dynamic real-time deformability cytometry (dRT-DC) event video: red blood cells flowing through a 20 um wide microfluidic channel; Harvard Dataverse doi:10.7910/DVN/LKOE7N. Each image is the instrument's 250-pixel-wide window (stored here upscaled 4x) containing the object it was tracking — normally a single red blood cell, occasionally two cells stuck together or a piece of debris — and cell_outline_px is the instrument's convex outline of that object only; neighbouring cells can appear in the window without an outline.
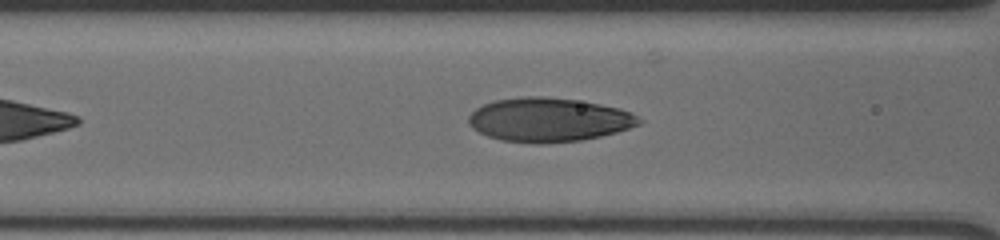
{"species": "human", "species_latin": "Homo sapiens", "temperature_condition": "cold", "stored_images_in_passage": 29, "camera_frame_rate_fps": 3000, "um_per_image_px": 0.085, "donor": {"sex": "male"}, "frame": {"image": 1, "passage_image": 17, "time_ms": 5.333, "image_size_px": [1000, 240], "cell_outline_px": [[644, 120], [640, 124], [616, 132], [600, 136], [580, 140], [544, 144], [536, 144], [500, 140], [488, 136], [472, 128], [468, 124], [468, 116], [476, 108], [492, 100], [524, 96], [544, 96], [576, 100], [600, 104], [620, 108]], "centroid_in_image_um": [46.61, 10.18], "position_along_channel_um": 120.0, "area_um2": 43.75}}
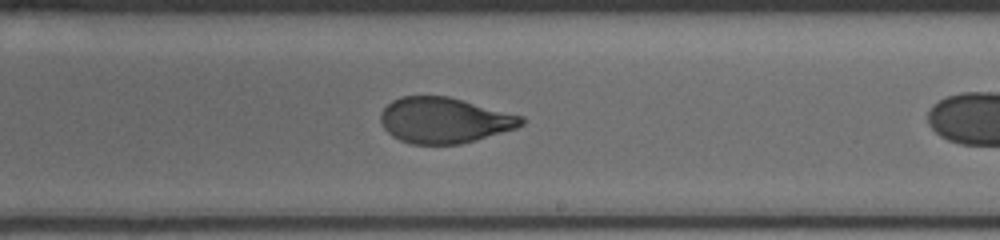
{"frame": {"image": 2, "passage_image": 24, "time_ms": 7.667, "image_size_px": [1000, 240], "cell_outline_px": [[524, 124], [516, 128], [476, 140], [460, 144], [412, 144], [400, 140], [392, 136], [384, 128], [380, 120], [380, 112], [392, 100], [400, 96], [448, 96], [524, 116]], "centroid_in_image_um": [37.76, 10.22], "position_along_channel_um": 251.2, "area_um2": 37.51}}
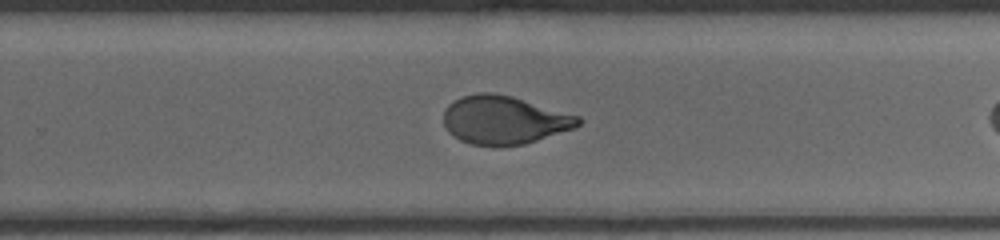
{"frame": {"image": 3, "passage_image": 27, "time_ms": 8.667, "image_size_px": [1000, 240], "cell_outline_px": [[584, 120], [576, 128], [524, 144], [472, 144], [460, 140], [452, 136], [448, 132], [444, 124], [444, 112], [448, 104], [460, 96], [476, 92], [492, 92], [512, 96], [580, 116]], "centroid_in_image_um": [42.86, 10.17], "position_along_channel_um": 286.9, "area_um2": 37.86}}